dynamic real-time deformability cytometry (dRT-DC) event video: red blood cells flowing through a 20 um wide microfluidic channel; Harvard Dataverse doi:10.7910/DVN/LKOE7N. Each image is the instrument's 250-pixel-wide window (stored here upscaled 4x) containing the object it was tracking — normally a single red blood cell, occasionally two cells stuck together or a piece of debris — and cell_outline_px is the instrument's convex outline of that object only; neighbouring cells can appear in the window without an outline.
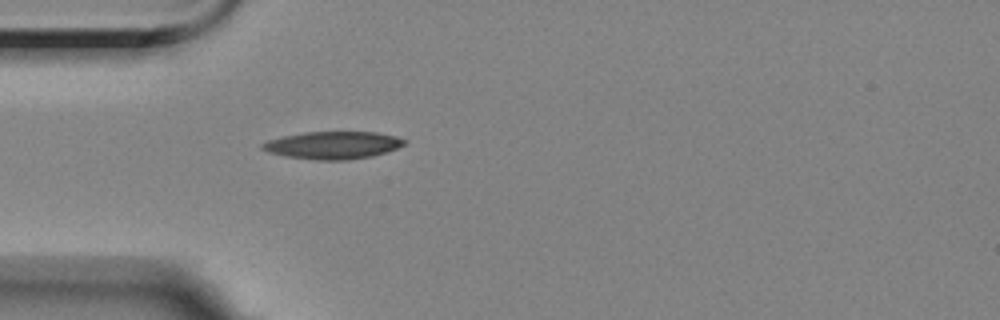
{"species": "Egyptian fruit bat (a non-hibernating species)", "species_latin": "Rousettus aegyptiacus", "temperature_condition": "room temperature", "stored_images_in_passage": 1, "camera_frame_rate_fps": 3000, "um_per_image_px": 0.085, "animal": {"sex": "female"}, "frame": {"image": 1, "passage_image": 1, "time_ms": 0.0, "image_size_px": [1000, 320], "cell_outline_px": [[408, 140], [404, 144], [396, 148], [372, 156], [348, 160], [316, 160], [288, 156], [268, 152], [260, 148], [260, 144], [268, 140], [284, 136], [304, 132], [376, 132], [396, 136]], "centroid_in_image_um": [28.29, 12.33], "position_along_channel_um": 56.7, "area_um2": 22.66}}